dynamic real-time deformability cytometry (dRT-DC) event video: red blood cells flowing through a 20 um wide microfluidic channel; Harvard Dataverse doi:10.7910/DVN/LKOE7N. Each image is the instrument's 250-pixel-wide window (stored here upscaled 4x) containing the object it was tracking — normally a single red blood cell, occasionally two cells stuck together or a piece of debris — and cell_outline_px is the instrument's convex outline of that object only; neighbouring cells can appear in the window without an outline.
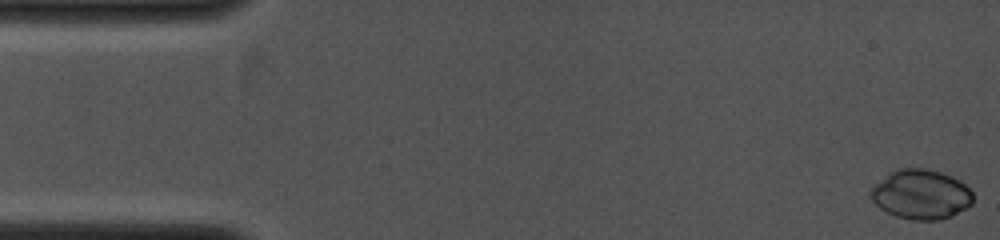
{"species": "common noctule bat (a hibernating species)", "species_latin": "Nyctalus noctula", "temperature_condition": "cold", "stored_images_in_passage": 5, "camera_frame_rate_fps": 4000, "um_per_image_px": 0.085, "animal": {"sex": "female", "body_mass_g": 19.0, "forearm_length_mm": 53.3}, "frame": {"image": 1, "passage_image": 1, "time_ms": 0.0, "image_size_px": [1000, 240], "cell_outline_px": [[972, 204], [952, 216], [940, 220], [912, 220], [896, 216], [880, 208], [868, 196], [868, 192], [876, 184], [896, 168], [928, 168], [952, 176], [960, 180], [972, 192]], "centroid_in_image_um": [78.28, 16.52], "position_along_channel_um": 6.7, "area_um2": 29.59}}